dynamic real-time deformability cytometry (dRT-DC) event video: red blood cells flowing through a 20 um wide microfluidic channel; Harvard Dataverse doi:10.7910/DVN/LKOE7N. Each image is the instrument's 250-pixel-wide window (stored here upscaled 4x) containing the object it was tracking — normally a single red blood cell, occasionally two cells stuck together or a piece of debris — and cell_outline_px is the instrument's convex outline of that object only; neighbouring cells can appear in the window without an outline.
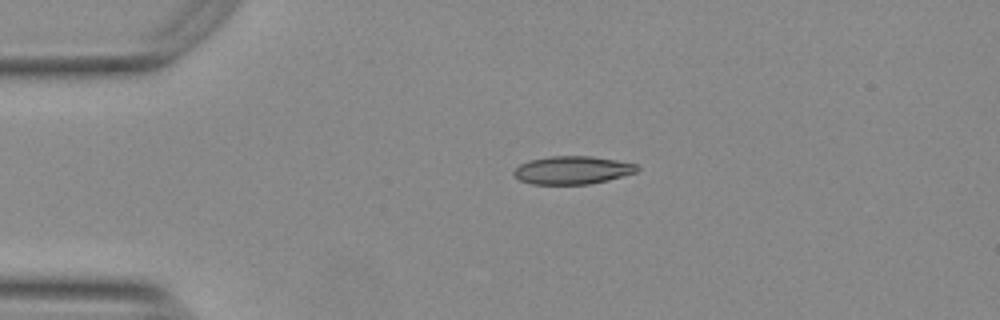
{"species": "Egyptian fruit bat (a non-hibernating species)", "species_latin": "Rousettus aegyptiacus", "temperature_condition": "warm", "stored_images_in_passage": 43, "camera_frame_rate_fps": 3000, "um_per_image_px": 0.085, "animal": {"sex": "female"}, "frame": {"image": 1, "passage_image": 1, "time_ms": 0.0, "image_size_px": [1000, 320], "cell_outline_px": [[640, 168], [636, 172], [608, 180], [588, 184], [532, 184], [520, 180], [512, 176], [512, 172], [520, 164], [528, 160], [548, 156], [592, 156], [616, 160], [636, 164]], "centroid_in_image_um": [48.62, 14.45], "position_along_channel_um": 36.4, "area_um2": 20.23}}
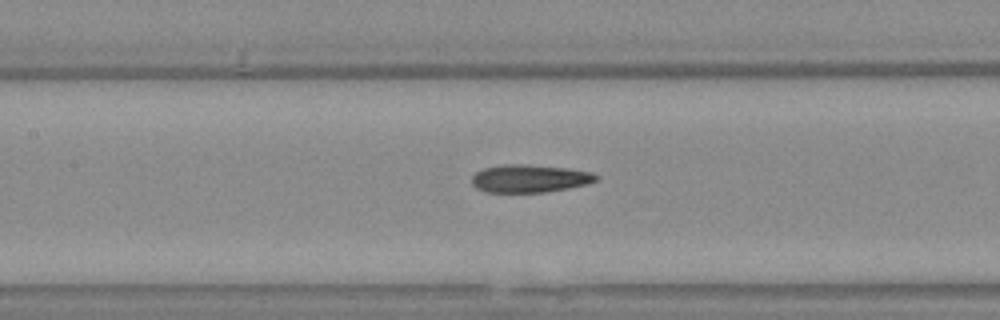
{"frame": {"image": 2, "passage_image": 14, "time_ms": 4.333, "image_size_px": [1000, 320], "cell_outline_px": [[600, 176], [596, 180], [588, 184], [568, 188], [544, 192], [484, 192], [476, 188], [472, 184], [472, 176], [476, 172], [484, 168], [504, 164], [528, 164], [568, 168], [592, 172]], "centroid_in_image_um": [45.02, 15.17], "position_along_channel_um": 162.4, "area_um2": 20.29}}
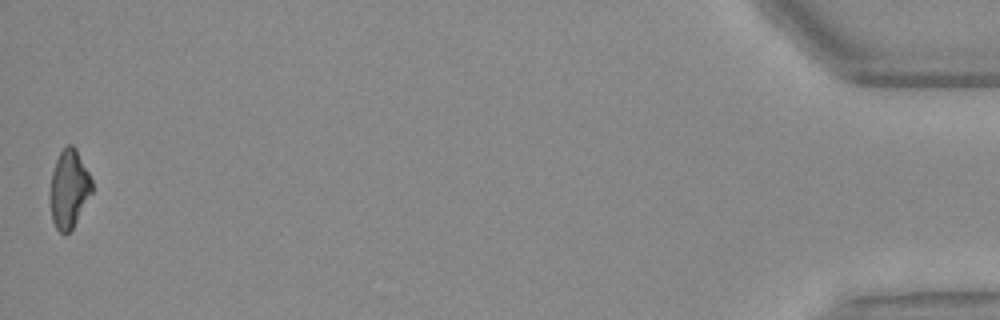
{"frame": {"image": 3, "passage_image": 43, "time_ms": 14.0, "image_size_px": [1000, 320], "cell_outline_px": [[92, 192], [72, 228], [68, 232], [60, 232], [56, 228], [52, 220], [48, 196], [52, 172], [56, 160], [60, 152], [68, 144], [72, 144], [76, 148], [92, 180]], "centroid_in_image_um": [5.83, 16.04], "position_along_channel_um": 429.4, "area_um2": 19.02}, "authors_computed_cell_mechanics": {"area_um2": 20.23, "velocity_mm_per_s": 3.7595, "shape_relaxation_time_tau1_ms": null, "shape_relaxation_time_tau2_ms": 2.9023, "deformation_change_tau1": null, "deformation_change_tau2": 0.1192}}